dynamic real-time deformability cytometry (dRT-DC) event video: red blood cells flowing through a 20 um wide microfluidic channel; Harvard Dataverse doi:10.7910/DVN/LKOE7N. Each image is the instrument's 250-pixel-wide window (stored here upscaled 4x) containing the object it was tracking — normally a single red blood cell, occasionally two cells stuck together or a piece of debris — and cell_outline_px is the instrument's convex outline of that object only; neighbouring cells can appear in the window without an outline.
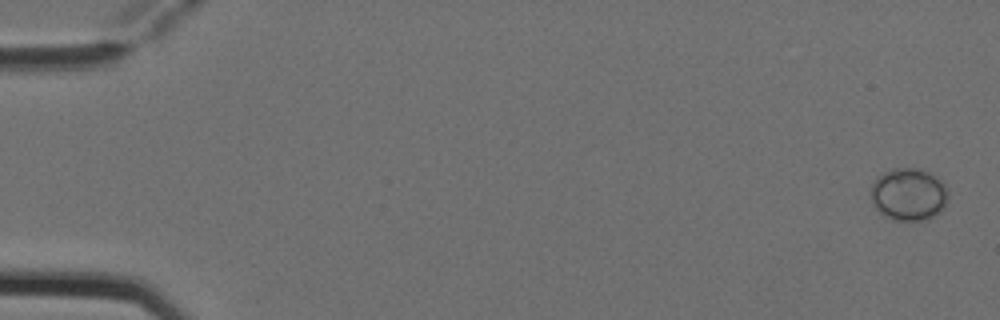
{"species": "Egyptian fruit bat (a non-hibernating species)", "species_latin": "Rousettus aegyptiacus", "temperature_condition": "cold", "stored_images_in_passage": 5, "camera_frame_rate_fps": 3000, "um_per_image_px": 0.085, "animal": {"sex": "female"}, "frame": {"image": 1, "passage_image": 1, "time_ms": 0.0, "image_size_px": [1000, 320], "cell_outline_px": [[948, 196], [944, 208], [940, 212], [928, 220], [892, 220], [884, 216], [872, 204], [872, 184], [884, 172], [892, 168], [916, 168], [928, 172], [940, 180], [948, 188]], "centroid_in_image_um": [77.26, 16.54], "position_along_channel_um": 7.7, "area_um2": 23.64}}